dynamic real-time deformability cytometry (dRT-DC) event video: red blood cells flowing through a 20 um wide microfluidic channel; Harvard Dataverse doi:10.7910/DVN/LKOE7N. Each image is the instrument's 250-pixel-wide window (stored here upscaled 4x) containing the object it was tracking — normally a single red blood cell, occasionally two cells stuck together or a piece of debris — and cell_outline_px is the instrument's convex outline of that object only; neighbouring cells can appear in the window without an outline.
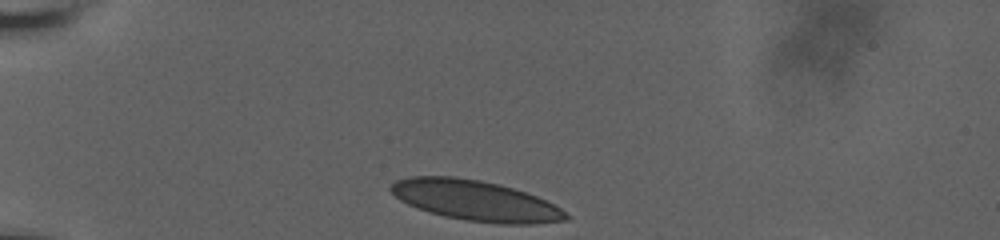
{"species": "human", "species_latin": "Homo sapiens", "temperature_condition": "room temperature", "stored_images_in_passage": 45, "camera_frame_rate_fps": 3000, "um_per_image_px": 0.085, "donor": {"sex": "male"}, "frame": {"image": 1, "passage_image": 1, "time_ms": 0.0, "image_size_px": [1000, 240], "cell_outline_px": [[568, 220], [536, 224], [500, 224], [468, 220], [444, 216], [428, 212], [408, 204], [400, 200], [388, 188], [396, 180], [412, 176], [456, 176], [480, 180], [512, 188], [536, 196], [560, 208], [568, 216]], "centroid_in_image_um": [40.39, 17.05], "position_along_channel_um": 44.6, "area_um2": 40.86}}
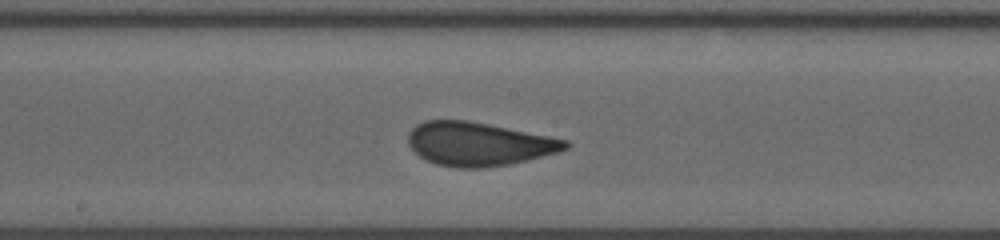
{"frame": {"image": 2, "passage_image": 26, "time_ms": 5.667, "image_size_px": [1000, 240], "cell_outline_px": [[572, 144], [568, 148], [560, 152], [528, 160], [508, 164], [480, 168], [456, 168], [436, 164], [424, 160], [408, 144], [408, 132], [416, 124], [424, 120], [468, 120], [568, 140]], "centroid_in_image_um": [40.68, 12.24], "position_along_channel_um": 207.5, "area_um2": 40.06}}
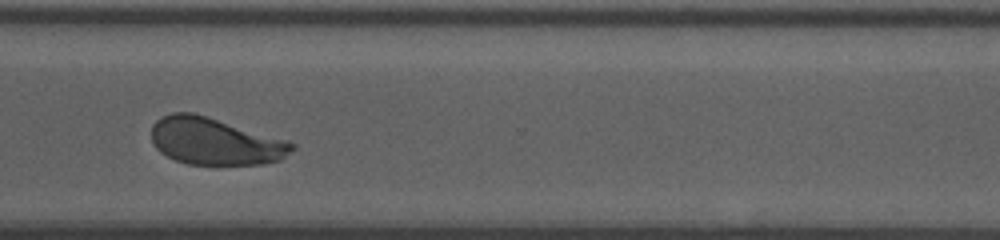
{"frame": {"image": 3, "passage_image": 44, "time_ms": 9.667, "image_size_px": [1000, 240], "cell_outline_px": [[296, 144], [280, 160], [264, 164], [188, 164], [176, 160], [160, 152], [156, 148], [152, 140], [152, 124], [160, 116], [172, 112], [192, 112], [288, 140]], "centroid_in_image_um": [18.24, 12.0], "position_along_channel_um": 352.4, "area_um2": 38.32}}